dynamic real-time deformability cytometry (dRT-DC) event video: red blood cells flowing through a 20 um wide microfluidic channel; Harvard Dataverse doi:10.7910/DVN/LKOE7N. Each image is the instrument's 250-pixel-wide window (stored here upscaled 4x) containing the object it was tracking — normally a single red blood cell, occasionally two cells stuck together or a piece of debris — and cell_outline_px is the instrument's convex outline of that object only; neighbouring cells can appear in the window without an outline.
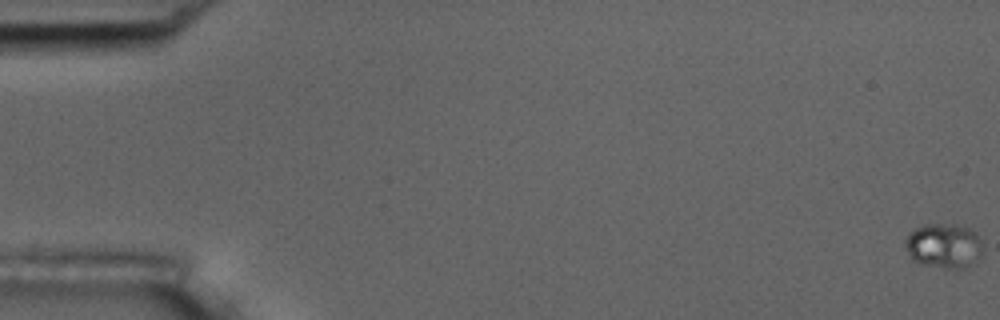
{"species": "common noctule bat (a hibernating species)", "species_latin": "Nyctalus noctula", "temperature_condition": "room temperature", "stored_images_in_passage": 58, "camera_frame_rate_fps": 3000, "um_per_image_px": 0.085, "animal": {"sex": "male", "body_mass_g": 17.5, "forearm_length_mm": 52.3}, "frame": {"image": 1, "passage_image": 1, "time_ms": 0.0, "image_size_px": [1000, 320], "cell_outline_px": [[984, 256], [976, 264], [968, 268], [948, 268], [920, 264], [912, 260], [904, 244], [904, 240], [916, 228], [924, 224], [952, 224], [968, 228], [976, 232], [980, 240], [984, 252]], "centroid_in_image_um": [80.29, 20.92], "position_along_channel_um": 4.7, "area_um2": 20.63}}
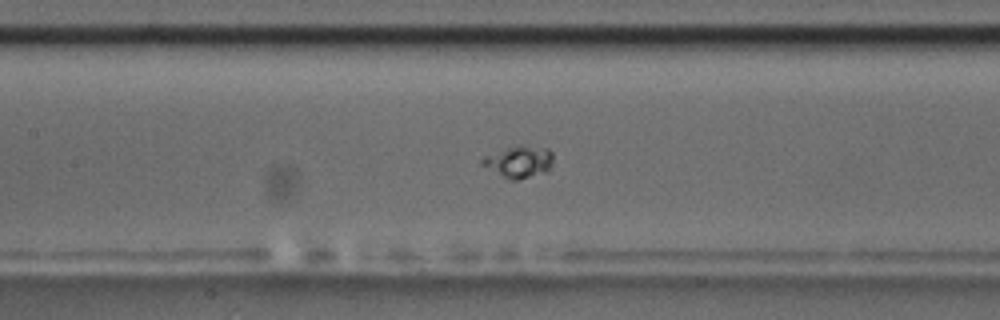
{"frame": {"image": 2, "passage_image": 29, "time_ms": 9.333, "image_size_px": [1000, 320], "cell_outline_px": [[552, 160], [548, 172], [516, 180], [512, 180], [480, 164], [480, 160], [484, 156], [504, 148], [516, 144], [520, 144], [548, 148], [552, 152]], "centroid_in_image_um": [44.12, 13.71], "position_along_channel_um": 163.3, "area_um2": 13.24}}
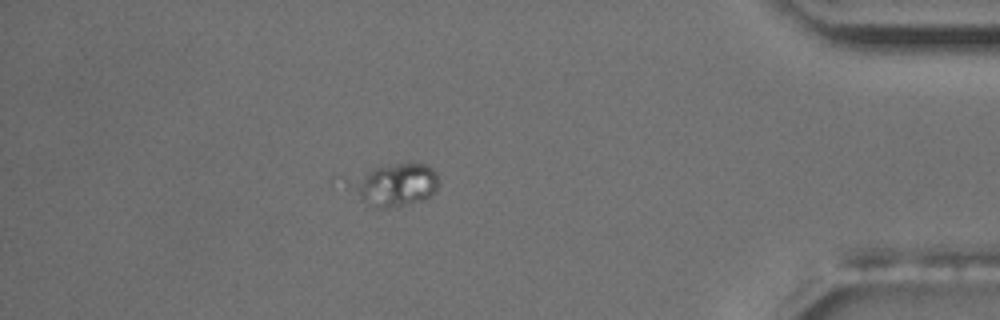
{"frame": {"image": 3, "passage_image": 53, "time_ms": 17.333, "image_size_px": [1000, 320], "cell_outline_px": [[440, 184], [436, 192], [424, 200], [396, 208], [372, 208], [360, 196], [356, 188], [356, 184], [372, 168], [396, 164], [424, 164], [432, 168], [436, 172]], "centroid_in_image_um": [33.81, 15.75], "position_along_channel_um": 401.4, "area_um2": 20.87}}